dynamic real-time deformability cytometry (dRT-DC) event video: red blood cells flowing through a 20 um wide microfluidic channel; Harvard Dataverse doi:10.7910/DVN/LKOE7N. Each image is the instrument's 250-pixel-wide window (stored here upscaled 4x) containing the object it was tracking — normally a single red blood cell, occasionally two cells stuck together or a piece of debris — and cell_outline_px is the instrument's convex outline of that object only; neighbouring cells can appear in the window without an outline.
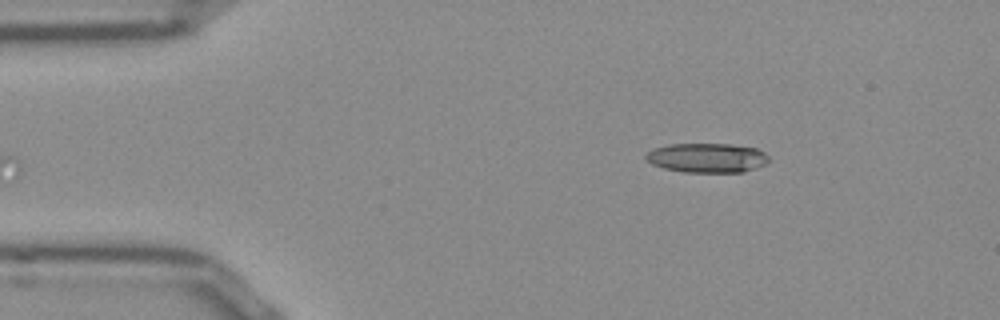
{"species": "Egyptian fruit bat (a non-hibernating species)", "species_latin": "Rousettus aegyptiacus", "temperature_condition": "room temperature", "stored_images_in_passage": 33, "camera_frame_rate_fps": 3000, "um_per_image_px": 0.085, "frame": {"image": 1, "passage_image": 1, "time_ms": 0.0, "image_size_px": [1000, 320], "cell_outline_px": [[768, 164], [744, 172], [684, 172], [664, 168], [652, 164], [644, 156], [652, 148], [668, 144], [732, 144], [756, 148], [764, 152], [768, 156]], "centroid_in_image_um": [60.11, 13.41], "position_along_channel_um": 24.9, "area_um2": 21.21}}
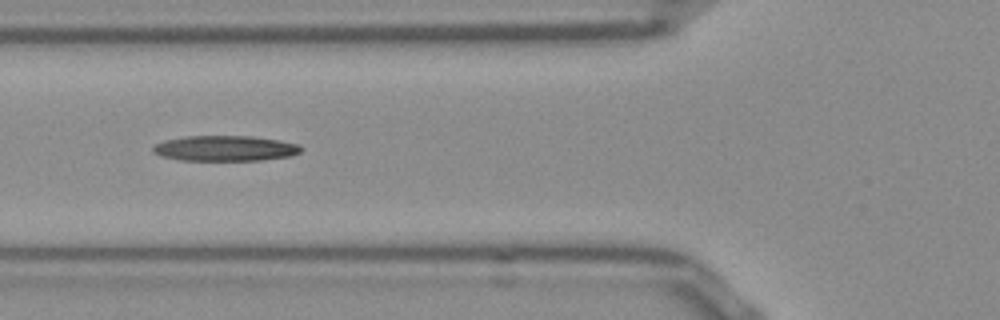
{"frame": {"image": 2, "passage_image": 12, "time_ms": 3.667, "image_size_px": [1000, 320], "cell_outline_px": [[300, 152], [292, 156], [260, 160], [180, 160], [160, 156], [152, 152], [152, 148], [156, 144], [164, 140], [184, 136], [252, 136], [300, 144]], "centroid_in_image_um": [19.1, 12.61], "position_along_channel_um": 106.7, "area_um2": 21.91}}
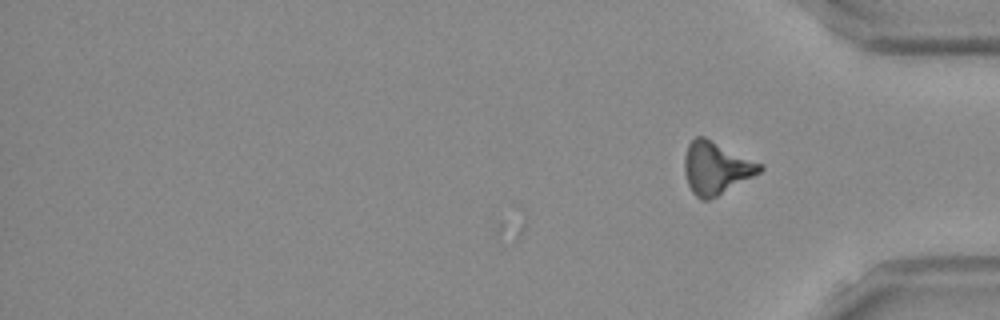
{"frame": {"image": 3, "passage_image": 33, "time_ms": 10.667, "image_size_px": [1000, 320], "cell_outline_px": [[764, 168], [760, 172], [716, 196], [708, 200], [700, 200], [692, 192], [688, 184], [684, 172], [684, 156], [688, 144], [696, 136], [704, 136], [764, 164]], "centroid_in_image_um": [60.85, 14.25], "position_along_channel_um": 374.3, "area_um2": 23.0}}